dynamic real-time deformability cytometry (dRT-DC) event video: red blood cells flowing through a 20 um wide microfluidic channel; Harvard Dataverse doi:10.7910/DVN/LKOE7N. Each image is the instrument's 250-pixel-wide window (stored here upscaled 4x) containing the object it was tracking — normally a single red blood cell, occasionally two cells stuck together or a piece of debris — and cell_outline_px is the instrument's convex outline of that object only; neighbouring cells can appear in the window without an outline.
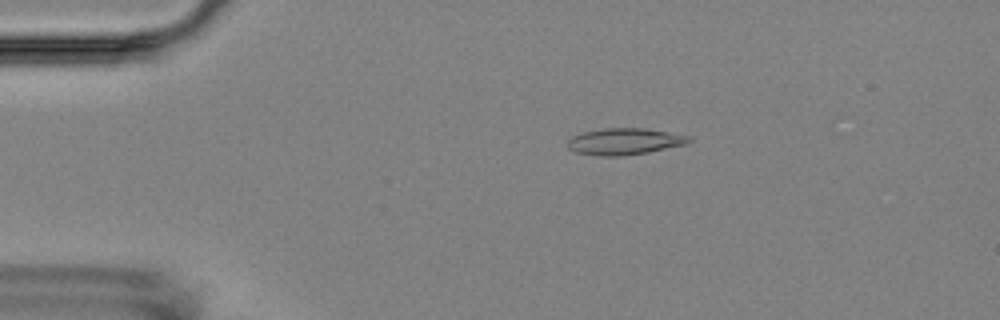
{"species": "Egyptian fruit bat (a non-hibernating species)", "species_latin": "Rousettus aegyptiacus", "temperature_condition": "room temperature", "stored_images_in_passage": 6, "camera_frame_rate_fps": 3000, "um_per_image_px": 0.085, "animal": {"sex": "female"}, "frame": {"image": 1, "passage_image": 3, "time_ms": 2.333, "image_size_px": [1000, 320], "cell_outline_px": [[692, 140], [688, 144], [648, 152], [620, 156], [600, 156], [576, 152], [568, 148], [568, 140], [572, 136], [584, 132], [604, 128], [644, 128], [692, 136]], "centroid_in_image_um": [53.12, 12.02], "position_along_channel_um": 31.9, "area_um2": 18.79}}
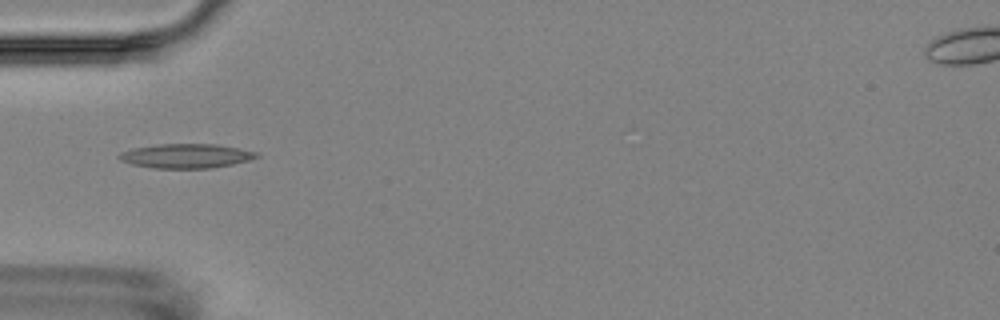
{"frame": {"image": 2, "passage_image": 5, "time_ms": 4.667, "image_size_px": [1000, 320], "cell_outline_px": [[260, 156], [248, 160], [232, 164], [212, 168], [152, 168], [132, 164], [120, 160], [116, 156], [120, 152], [132, 148], [160, 144], [216, 144], [260, 152]], "centroid_in_image_um": [15.81, 13.25], "position_along_channel_um": 69.2, "area_um2": 19.54}}